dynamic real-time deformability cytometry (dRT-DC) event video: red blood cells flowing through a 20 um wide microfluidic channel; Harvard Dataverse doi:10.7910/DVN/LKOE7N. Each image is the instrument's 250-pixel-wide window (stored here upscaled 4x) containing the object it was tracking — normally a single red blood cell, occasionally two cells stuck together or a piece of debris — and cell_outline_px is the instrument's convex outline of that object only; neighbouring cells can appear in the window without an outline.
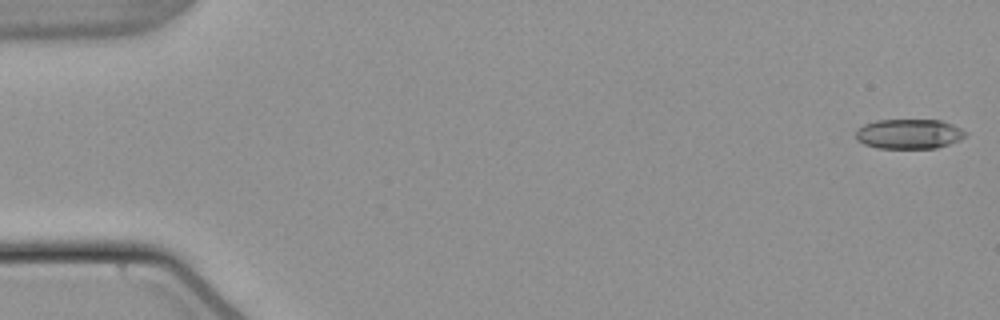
{"species": "common noctule bat (a hibernating species)", "species_latin": "Nyctalus noctula", "temperature_condition": "warm", "stored_images_in_passage": 54, "camera_frame_rate_fps": 3000, "um_per_image_px": 0.085, "animal": {"sex": "male", "body_mass_g": 21.5, "forearm_length_mm": 52.0}, "frame": {"image": 1, "passage_image": 1, "time_ms": 0.0, "image_size_px": [1000, 320], "cell_outline_px": [[968, 132], [960, 140], [936, 148], [876, 148], [864, 144], [856, 140], [856, 128], [864, 124], [876, 120], [940, 120], [952, 124]], "centroid_in_image_um": [77.23, 11.38], "position_along_channel_um": 7.8, "area_um2": 19.13}}
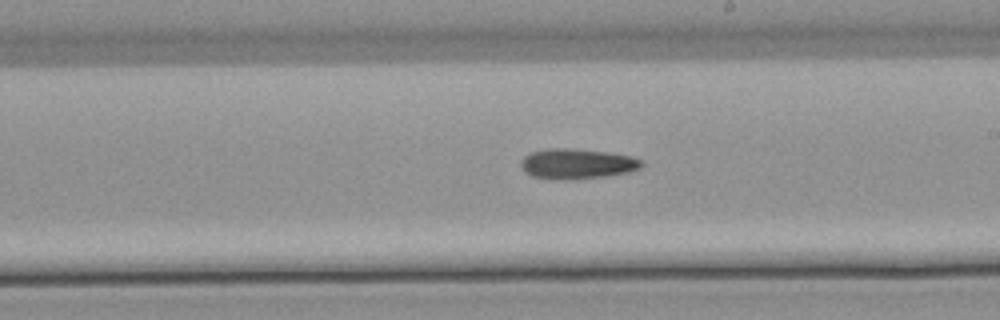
{"frame": {"image": 2, "passage_image": 31, "time_ms": 10.0, "image_size_px": [1000, 320], "cell_outline_px": [[644, 164], [640, 168], [628, 172], [608, 176], [532, 176], [524, 172], [520, 164], [520, 160], [524, 156], [532, 152], [548, 148], [572, 148], [604, 152], [632, 156], [640, 160]], "centroid_in_image_um": [49.07, 13.86], "position_along_channel_um": 239.9, "area_um2": 20.11}}
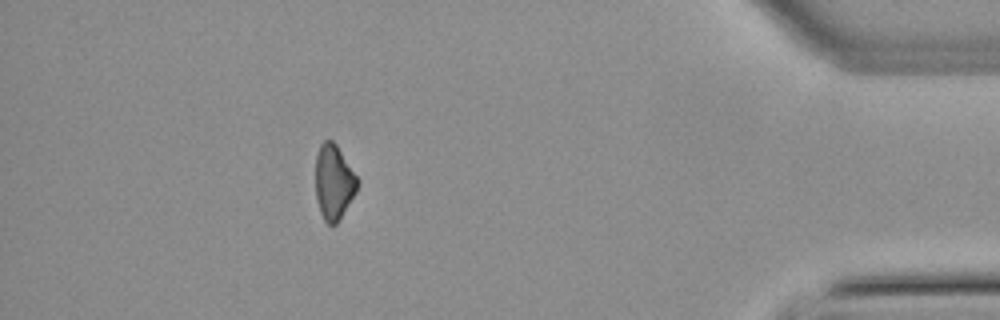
{"frame": {"image": 3, "passage_image": 48, "time_ms": 15.667, "image_size_px": [1000, 320], "cell_outline_px": [[360, 184], [356, 192], [336, 224], [328, 224], [324, 220], [320, 212], [316, 200], [316, 156], [320, 144], [324, 140], [332, 140], [336, 144], [360, 180]], "centroid_in_image_um": [28.38, 15.46], "position_along_channel_um": 406.8, "area_um2": 18.32}}